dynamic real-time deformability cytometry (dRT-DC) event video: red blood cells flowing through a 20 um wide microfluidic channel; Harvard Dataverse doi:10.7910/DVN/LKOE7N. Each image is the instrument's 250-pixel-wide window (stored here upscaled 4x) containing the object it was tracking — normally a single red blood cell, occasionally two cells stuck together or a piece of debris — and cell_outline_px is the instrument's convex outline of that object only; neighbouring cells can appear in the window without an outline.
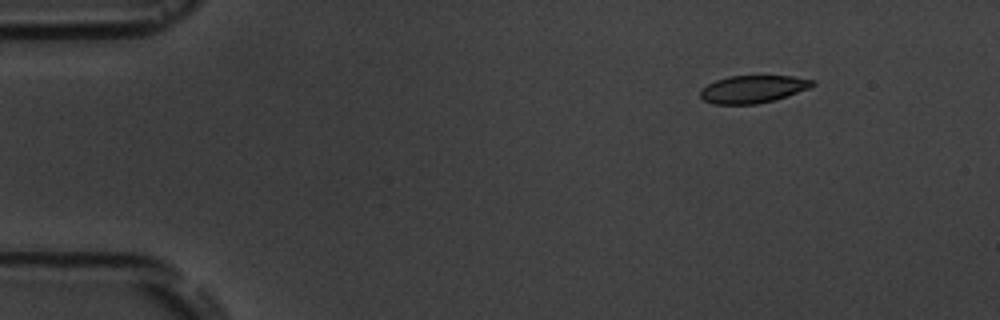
{"species": "common noctule bat (a hibernating species)", "species_latin": "Nyctalus noctula", "temperature_condition": "room temperature", "stored_images_in_passage": 4, "camera_frame_rate_fps": 3000, "um_per_image_px": 0.085, "animal": {"sex": "male", "body_mass_g": 19.5, "forearm_length_mm": 54.6}, "frame": {"image": 1, "passage_image": 1, "time_ms": 0.0, "image_size_px": [1000, 320], "cell_outline_px": [[816, 84], [808, 88], [776, 100], [756, 104], [716, 104], [704, 100], [700, 96], [700, 88], [716, 80], [728, 76], [792, 76], [816, 80]], "centroid_in_image_um": [64.0, 7.57], "position_along_channel_um": 21.0, "area_um2": 18.03}}
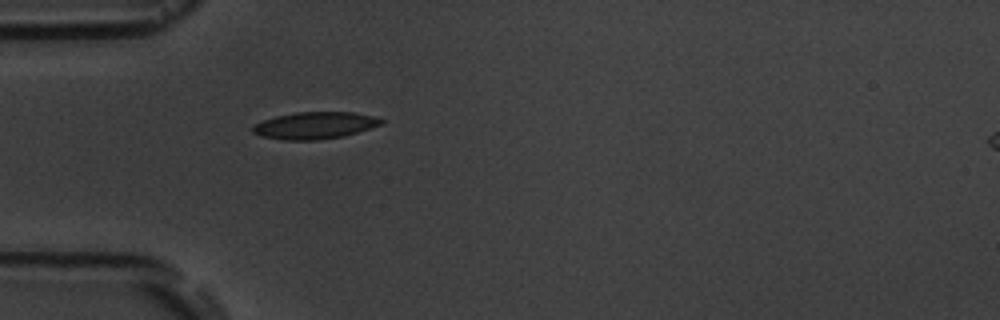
{"frame": {"image": 2, "passage_image": 4, "time_ms": 3.333, "image_size_px": [1000, 320], "cell_outline_px": [[384, 124], [344, 136], [316, 140], [284, 140], [260, 136], [252, 132], [252, 124], [276, 116], [296, 112], [352, 112], [372, 116], [384, 120]], "centroid_in_image_um": [26.74, 10.66], "position_along_channel_um": 58.3, "area_um2": 20.23}}